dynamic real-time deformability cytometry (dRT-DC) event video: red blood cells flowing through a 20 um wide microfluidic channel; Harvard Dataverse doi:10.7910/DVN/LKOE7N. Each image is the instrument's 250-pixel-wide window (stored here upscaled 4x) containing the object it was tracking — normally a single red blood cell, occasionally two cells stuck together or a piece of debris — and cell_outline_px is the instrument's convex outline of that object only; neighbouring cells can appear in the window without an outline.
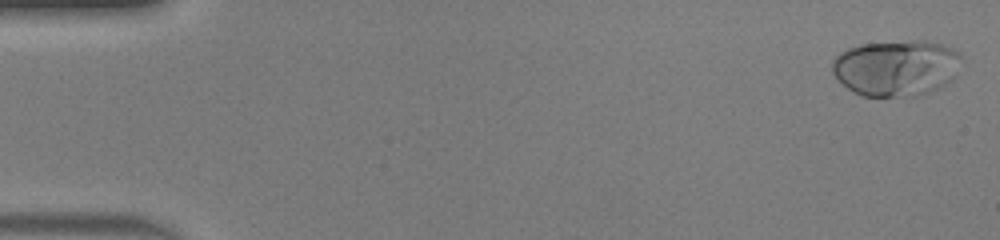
{"species": "human", "species_latin": "Homo sapiens", "temperature_condition": "warm", "stored_images_in_passage": 35, "camera_frame_rate_fps": 3000, "um_per_image_px": 0.085, "donor": {"sex": "male"}, "frame": {"image": 1, "passage_image": 1, "time_ms": 0.0, "image_size_px": [1000, 240], "cell_outline_px": [[960, 56], [956, 76], [952, 80], [940, 88], [916, 96], [864, 96], [848, 88], [832, 72], [832, 60], [840, 52], [848, 48], [860, 44], [916, 40], [924, 40], [944, 44], [956, 48], [960, 52]], "centroid_in_image_um": [76.22, 5.75], "position_along_channel_um": 8.8, "area_um2": 42.43}}
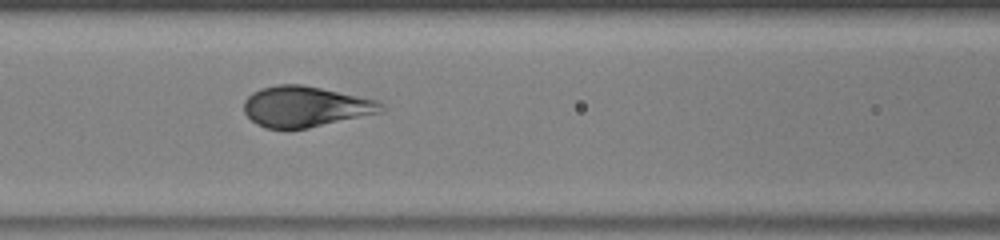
{"frame": {"image": 2, "passage_image": 21, "time_ms": 6.667, "image_size_px": [1000, 240], "cell_outline_px": [[384, 112], [308, 128], [264, 128], [256, 124], [244, 112], [244, 100], [252, 92], [260, 88], [276, 84], [300, 84], [380, 100], [384, 104]], "centroid_in_image_um": [25.98, 9.05], "position_along_channel_um": 140.6, "area_um2": 32.71}}
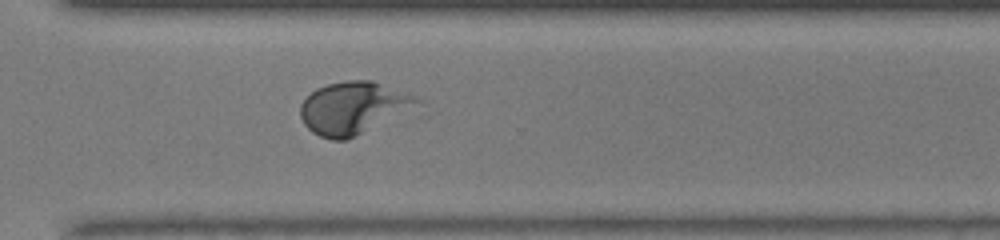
{"frame": {"image": 3, "passage_image": 35, "time_ms": 11.333, "image_size_px": [1000, 240], "cell_outline_px": [[424, 100], [344, 140], [332, 140], [320, 136], [312, 132], [304, 124], [300, 116], [300, 104], [316, 88], [328, 84], [344, 80], [372, 80], [416, 96]], "centroid_in_image_um": [29.92, 9.13], "position_along_channel_um": 340.7, "area_um2": 34.22}}